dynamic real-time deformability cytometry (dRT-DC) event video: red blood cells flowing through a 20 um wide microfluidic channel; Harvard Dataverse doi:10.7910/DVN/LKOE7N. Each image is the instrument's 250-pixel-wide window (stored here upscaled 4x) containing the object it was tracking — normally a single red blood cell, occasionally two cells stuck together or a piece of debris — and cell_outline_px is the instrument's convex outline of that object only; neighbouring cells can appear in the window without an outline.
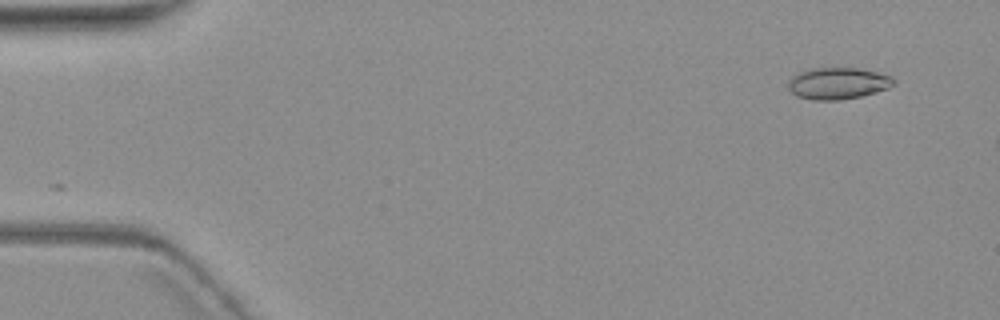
{"species": "common noctule bat (a hibernating species)", "species_latin": "Nyctalus noctula", "temperature_condition": "warm", "stored_images_in_passage": 3, "camera_frame_rate_fps": 3000, "um_per_image_px": 0.085, "animal": {"sex": "female", "body_mass_g": 19.3, "forearm_length_mm": 54.1}, "frame": {"image": 1, "passage_image": 1, "time_ms": 0.0, "image_size_px": [1000, 320], "cell_outline_px": [[896, 80], [888, 88], [876, 92], [860, 96], [840, 100], [816, 100], [796, 96], [788, 88], [788, 80], [792, 76], [800, 72], [812, 68], [856, 68], [876, 72], [892, 76]], "centroid_in_image_um": [71.2, 7.08], "position_along_channel_um": 13.8, "area_um2": 19.36}}